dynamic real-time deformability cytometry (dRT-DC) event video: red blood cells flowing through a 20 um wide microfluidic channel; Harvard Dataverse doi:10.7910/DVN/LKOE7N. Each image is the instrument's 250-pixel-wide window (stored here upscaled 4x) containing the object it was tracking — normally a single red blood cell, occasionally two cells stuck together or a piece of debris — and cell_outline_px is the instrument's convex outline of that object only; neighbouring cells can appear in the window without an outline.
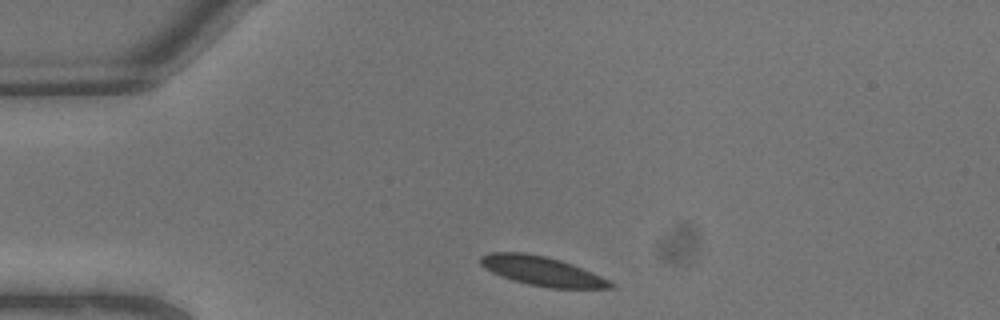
{"species": "common noctule bat (a hibernating species)", "species_latin": "Nyctalus noctula", "temperature_condition": "warm", "stored_images_in_passage": 4, "camera_frame_rate_fps": 3000, "um_per_image_px": 0.085, "animal": {"sex": "male", "body_mass_g": 13.3}, "frame": {"image": 1, "passage_image": 1, "time_ms": 0.0, "image_size_px": [1000, 320], "cell_outline_px": [[616, 288], [552, 288], [528, 284], [492, 272], [480, 264], [480, 256], [488, 252], [524, 252], [544, 256], [560, 260], [572, 264], [592, 272], [616, 284]], "centroid_in_image_um": [46.09, 23.03], "position_along_channel_um": 38.9, "area_um2": 21.91}}
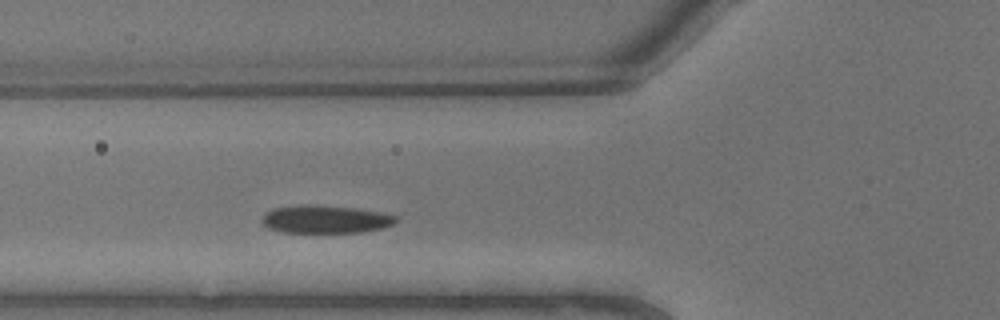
{"frame": {"image": 2, "passage_image": 4, "time_ms": 1.0, "image_size_px": [1000, 320], "cell_outline_px": [[400, 220], [396, 224], [380, 228], [360, 232], [284, 232], [268, 228], [260, 220], [272, 208], [300, 204], [316, 204], [356, 208], [384, 212], [400, 216]], "centroid_in_image_um": [27.73, 18.61], "position_along_channel_um": 98.1, "area_um2": 22.14}}